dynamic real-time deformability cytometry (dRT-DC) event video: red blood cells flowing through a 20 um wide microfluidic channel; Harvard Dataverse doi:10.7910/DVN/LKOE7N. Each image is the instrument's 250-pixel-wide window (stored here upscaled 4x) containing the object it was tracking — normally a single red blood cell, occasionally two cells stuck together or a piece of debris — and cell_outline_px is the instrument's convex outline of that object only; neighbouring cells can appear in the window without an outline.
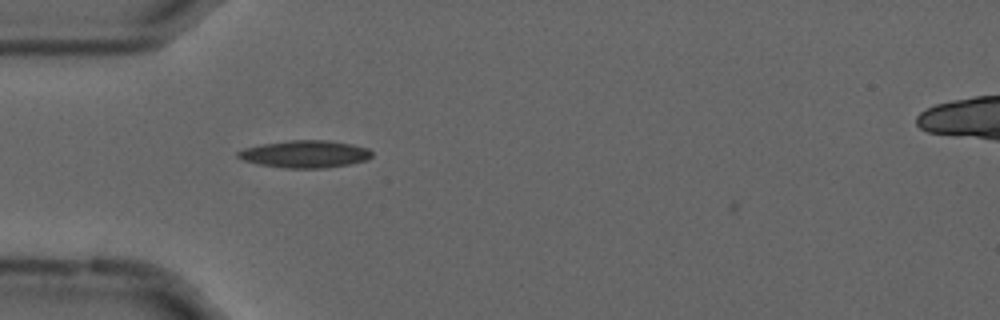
{"species": "common noctule bat (a hibernating species)", "species_latin": "Nyctalus noctula", "temperature_condition": "cold", "stored_images_in_passage": 40, "camera_frame_rate_fps": 3000, "um_per_image_px": 0.085, "animal": {"sex": "male", "forearm_length_mm": 52.5}, "frame": {"image": 1, "passage_image": 1, "time_ms": 0.0, "image_size_px": [1000, 320], "cell_outline_px": [[372, 156], [364, 160], [348, 164], [324, 168], [284, 168], [260, 164], [244, 160], [236, 156], [236, 152], [244, 148], [264, 144], [288, 140], [328, 140], [352, 144], [368, 148], [372, 152]], "centroid_in_image_um": [25.92, 13.09], "position_along_channel_um": 59.1, "area_um2": 21.15}}
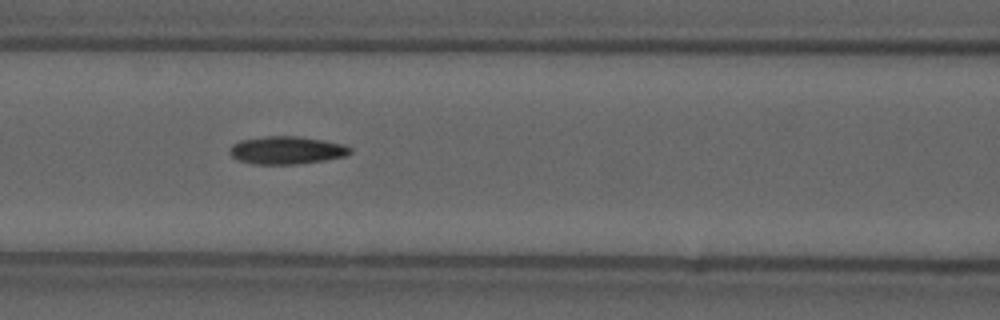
{"frame": {"image": 2, "passage_image": 8, "time_ms": 2.333, "image_size_px": [1000, 320], "cell_outline_px": [[352, 152], [344, 156], [324, 160], [296, 164], [252, 164], [240, 160], [232, 156], [228, 152], [232, 144], [240, 140], [264, 136], [296, 136], [320, 140], [340, 144], [352, 148]], "centroid_in_image_um": [24.31, 12.77], "position_along_channel_um": 142.3, "area_um2": 19.31}}
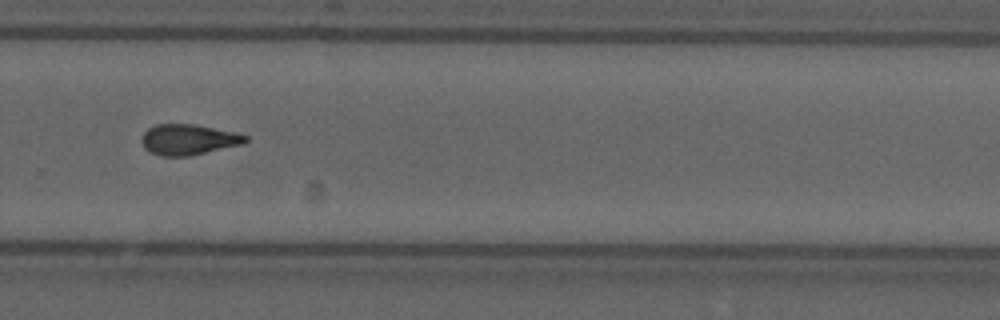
{"frame": {"image": 3, "passage_image": 22, "time_ms": 7.0, "image_size_px": [1000, 320], "cell_outline_px": [[248, 140], [244, 144], [188, 156], [160, 156], [144, 148], [144, 132], [148, 128], [156, 124], [196, 124], [236, 132], [248, 136]], "centroid_in_image_um": [16.07, 11.85], "position_along_channel_um": 313.7, "area_um2": 18.44}, "authors_computed_cell_mechanics": {"area_um2": 18.6405, "velocity_mm_per_s": 3.6831, "shape_relaxation_time_tau1_ms": null, "shape_relaxation_time_tau2_ms": 3.1113, "deformation_change_tau1": null, "deformation_change_tau2": 0.122}}